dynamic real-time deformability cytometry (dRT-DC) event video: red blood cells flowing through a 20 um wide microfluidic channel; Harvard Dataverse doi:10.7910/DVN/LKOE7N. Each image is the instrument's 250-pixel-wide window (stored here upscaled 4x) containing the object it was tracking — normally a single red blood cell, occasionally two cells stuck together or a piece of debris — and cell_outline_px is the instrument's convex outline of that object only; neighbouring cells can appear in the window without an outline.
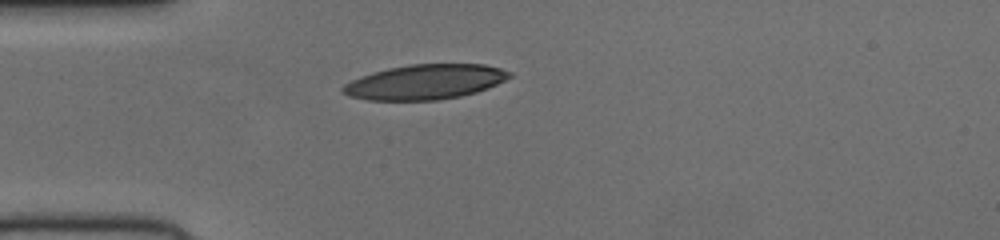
{"species": "human", "species_latin": "Homo sapiens", "temperature_condition": "cold", "stored_images_in_passage": 34, "camera_frame_rate_fps": 3000, "um_per_image_px": 0.085, "donor": {"sex": "female"}, "frame": {"image": 1, "passage_image": 1, "time_ms": 0.0, "image_size_px": [1000, 240], "cell_outline_px": [[512, 76], [488, 88], [476, 92], [460, 96], [436, 100], [368, 100], [348, 96], [340, 92], [340, 88], [344, 84], [360, 76], [372, 72], [388, 68], [408, 64], [484, 64], [500, 68], [512, 72]], "centroid_in_image_um": [36.1, 6.96], "position_along_channel_um": 48.9, "area_um2": 33.99}}
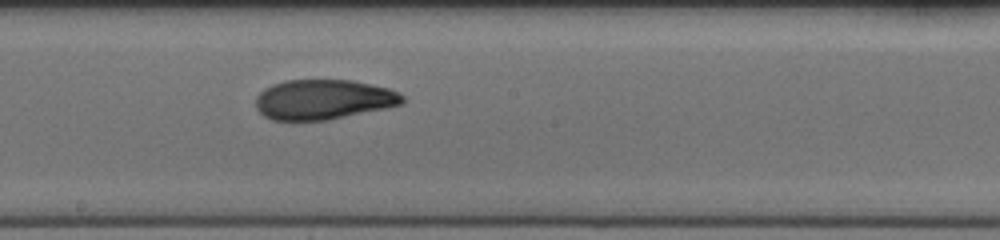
{"frame": {"image": 2, "passage_image": 15, "time_ms": 4.667, "image_size_px": [1000, 240], "cell_outline_px": [[404, 104], [328, 120], [272, 120], [264, 116], [256, 108], [256, 96], [264, 88], [272, 84], [284, 80], [352, 80], [388, 88], [404, 96]], "centroid_in_image_um": [27.47, 8.46], "position_along_channel_um": 220.7, "area_um2": 34.16}}
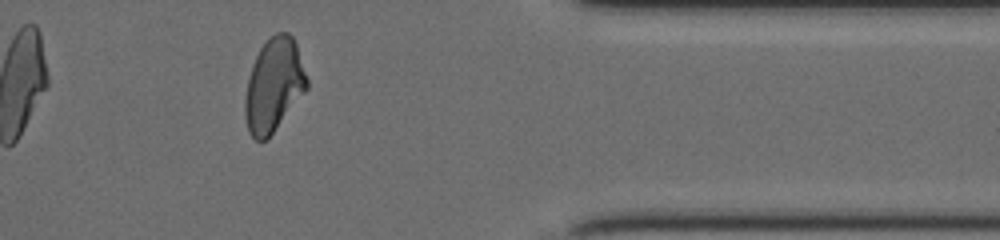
{"frame": {"image": 3, "passage_image": 29, "time_ms": 9.333, "image_size_px": [1000, 240], "cell_outline_px": [[308, 88], [272, 132], [264, 140], [256, 140], [248, 132], [244, 116], [244, 100], [248, 80], [256, 56], [260, 48], [268, 36], [276, 32], [288, 32], [292, 36], [296, 44], [308, 80]], "centroid_in_image_um": [23.26, 7.2], "position_along_channel_um": 388.1, "area_um2": 33.29}}